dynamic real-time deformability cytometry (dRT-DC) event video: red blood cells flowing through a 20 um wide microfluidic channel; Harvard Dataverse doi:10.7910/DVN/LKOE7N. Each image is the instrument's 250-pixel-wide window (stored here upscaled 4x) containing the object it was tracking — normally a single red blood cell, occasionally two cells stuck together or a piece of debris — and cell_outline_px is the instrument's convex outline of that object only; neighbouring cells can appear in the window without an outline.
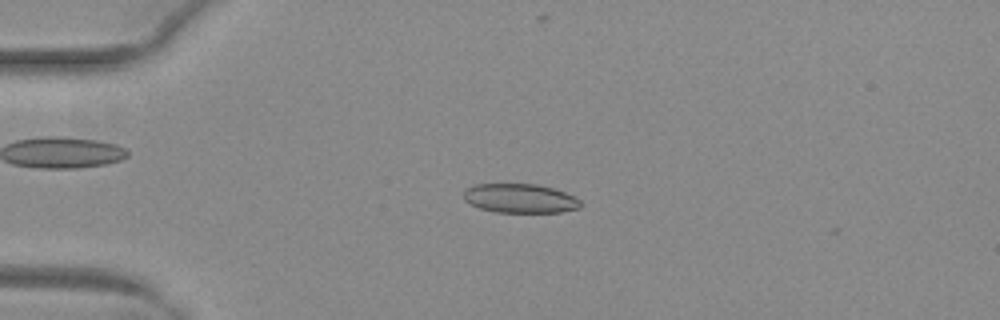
{"species": "common noctule bat (a hibernating species)", "species_latin": "Nyctalus noctula", "temperature_condition": "warm", "stored_images_in_passage": 45, "camera_frame_rate_fps": 3000, "um_per_image_px": 0.085, "animal": {"sex": "female", "body_mass_g": 29.2, "forearm_length_mm": 56.3}, "frame": {"image": 1, "passage_image": 7, "time_ms": 2.0, "image_size_px": [1000, 320], "cell_outline_px": [[584, 204], [580, 208], [560, 212], [496, 212], [480, 208], [464, 200], [464, 192], [468, 188], [476, 184], [536, 184], [552, 188], [564, 192], [580, 200]], "centroid_in_image_um": [44.23, 16.86], "position_along_channel_um": 40.8, "area_um2": 19.71}}
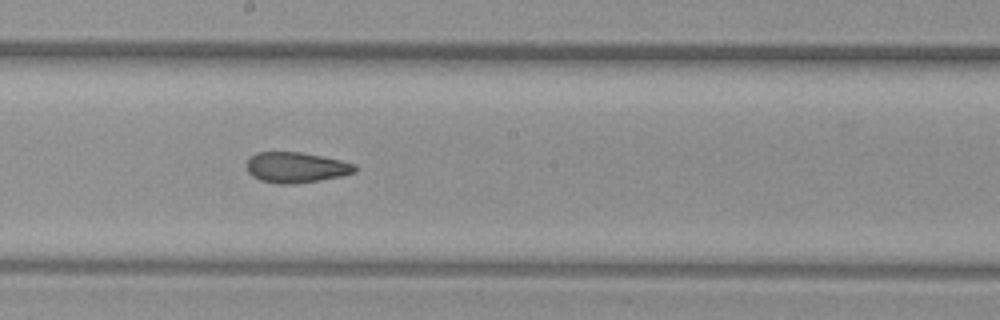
{"frame": {"image": 2, "passage_image": 23, "time_ms": 7.333, "image_size_px": [1000, 320], "cell_outline_px": [[356, 172], [340, 176], [320, 180], [292, 184], [276, 184], [260, 180], [252, 176], [248, 172], [248, 156], [256, 152], [300, 152], [340, 160], [356, 164]], "centroid_in_image_um": [25.14, 14.23], "position_along_channel_um": 223.1, "area_um2": 19.25}}
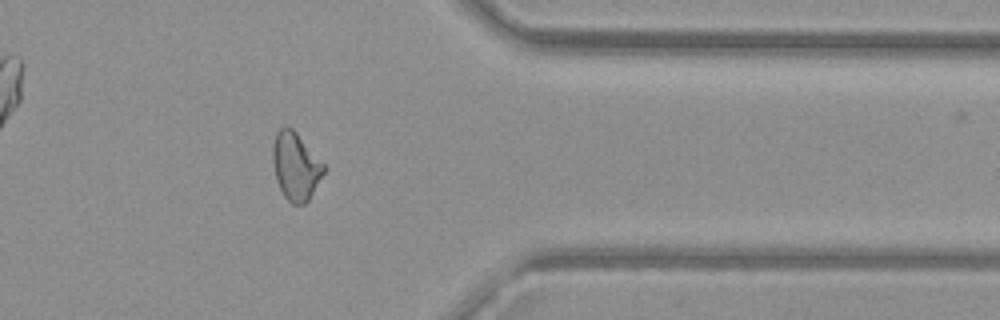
{"frame": {"image": 3, "passage_image": 36, "time_ms": 11.667, "image_size_px": [1000, 320], "cell_outline_px": [[324, 172], [308, 200], [304, 204], [292, 204], [284, 196], [276, 180], [272, 160], [272, 148], [276, 132], [284, 124], [288, 124], [296, 132], [324, 164]], "centroid_in_image_um": [25.1, 14.09], "position_along_channel_um": 386.3, "area_um2": 20.0}, "authors_computed_cell_mechanics": {"area_um2": 20.3456, "velocity_mm_per_s": 4.0551, "shape_relaxation_time_tau1_ms": null, "shape_relaxation_time_tau2_ms": 1.7116, "deformation_change_tau1": null, "deformation_change_tau2": 0.0698}}